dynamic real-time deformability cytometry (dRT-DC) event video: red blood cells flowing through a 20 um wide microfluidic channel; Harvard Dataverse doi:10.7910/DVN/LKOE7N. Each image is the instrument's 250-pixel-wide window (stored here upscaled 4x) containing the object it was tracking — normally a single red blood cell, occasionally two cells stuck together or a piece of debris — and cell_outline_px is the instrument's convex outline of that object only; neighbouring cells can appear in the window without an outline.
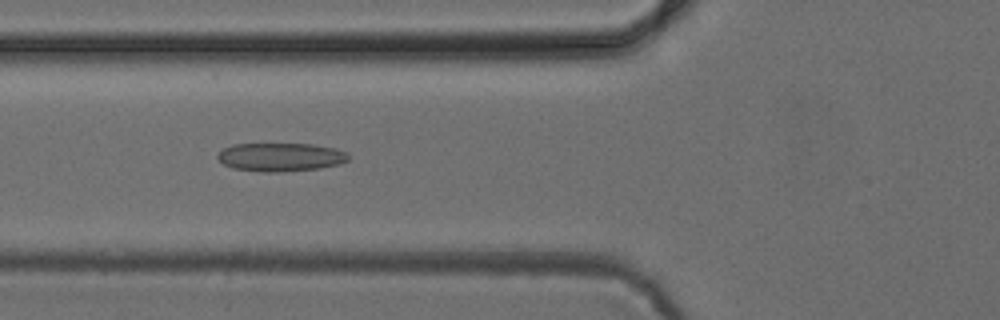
{"species": "common noctule bat (a hibernating species)", "species_latin": "Nyctalus noctula", "temperature_condition": "cold", "stored_images_in_passage": 7, "camera_frame_rate_fps": 3000, "um_per_image_px": 0.085, "animal": {"sex": "female", "body_mass_g": 24.6, "forearm_length_mm": 56.2}, "frame": {"image": 1, "passage_image": 6, "time_ms": 5.667, "image_size_px": [1000, 320], "cell_outline_px": [[348, 160], [340, 164], [320, 168], [276, 172], [260, 172], [232, 168], [224, 164], [216, 156], [224, 148], [232, 144], [312, 144], [336, 148], [344, 152], [348, 156]], "centroid_in_image_um": [23.84, 13.35], "position_along_channel_um": 102.0, "area_um2": 21.62}}
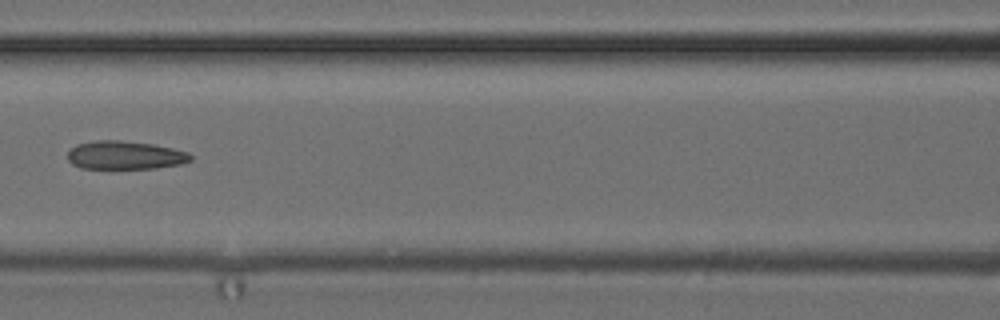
{"frame": {"image": 2, "passage_image": 7, "time_ms": 7.0, "image_size_px": [1000, 320], "cell_outline_px": [[192, 160], [180, 164], [156, 168], [80, 168], [72, 164], [68, 160], [68, 152], [76, 144], [96, 140], [120, 140], [152, 144], [172, 148], [188, 152], [192, 156]], "centroid_in_image_um": [10.62, 13.19], "position_along_channel_um": 156.0, "area_um2": 20.29}}